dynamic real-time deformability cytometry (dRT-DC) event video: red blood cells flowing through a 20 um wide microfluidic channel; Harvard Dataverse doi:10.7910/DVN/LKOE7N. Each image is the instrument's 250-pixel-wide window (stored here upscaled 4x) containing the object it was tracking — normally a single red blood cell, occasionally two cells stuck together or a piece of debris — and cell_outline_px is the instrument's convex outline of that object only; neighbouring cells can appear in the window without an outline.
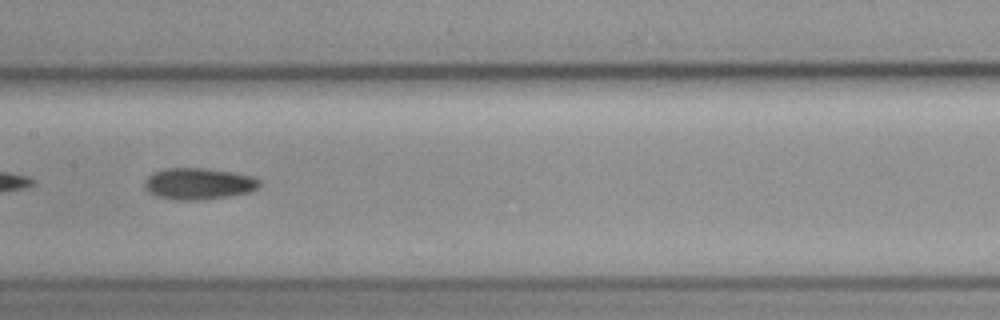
{"species": "common noctule bat (a hibernating species)", "species_latin": "Nyctalus noctula", "temperature_condition": "cold", "stored_images_in_passage": 59, "camera_frame_rate_fps": 3000, "um_per_image_px": 0.085, "animal": {"sex": "female", "body_mass_g": 19.3, "forearm_length_mm": 54.1}, "frame": {"image": 1, "passage_image": 30, "time_ms": 9.667, "image_size_px": [1000, 320], "cell_outline_px": [[260, 184], [256, 188], [248, 192], [228, 196], [200, 200], [176, 200], [156, 196], [148, 192], [144, 188], [144, 184], [148, 176], [152, 172], [168, 168], [204, 168], [232, 172], [252, 176], [260, 180]], "centroid_in_image_um": [16.84, 15.61], "position_along_channel_um": 190.6, "area_um2": 21.04}}
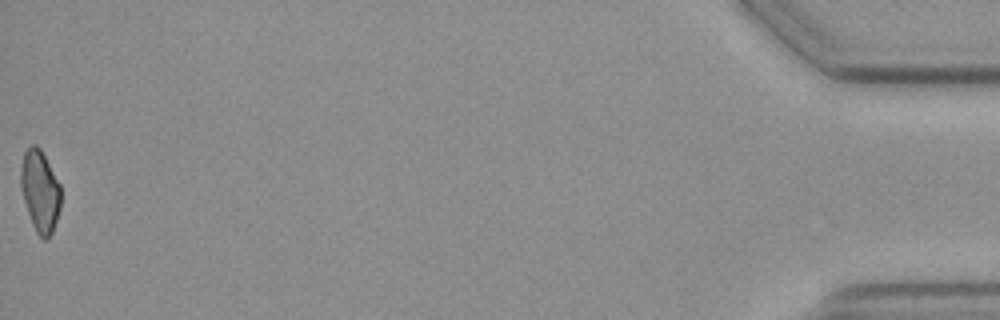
{"frame": {"image": 2, "passage_image": 59, "time_ms": 19.333, "image_size_px": [1000, 320], "cell_outline_px": [[60, 208], [52, 232], [44, 240], [36, 232], [32, 224], [20, 188], [20, 168], [24, 152], [32, 144], [36, 144], [40, 148], [60, 184]], "centroid_in_image_um": [3.38, 16.21], "position_along_channel_um": 431.8, "area_um2": 18.9}}